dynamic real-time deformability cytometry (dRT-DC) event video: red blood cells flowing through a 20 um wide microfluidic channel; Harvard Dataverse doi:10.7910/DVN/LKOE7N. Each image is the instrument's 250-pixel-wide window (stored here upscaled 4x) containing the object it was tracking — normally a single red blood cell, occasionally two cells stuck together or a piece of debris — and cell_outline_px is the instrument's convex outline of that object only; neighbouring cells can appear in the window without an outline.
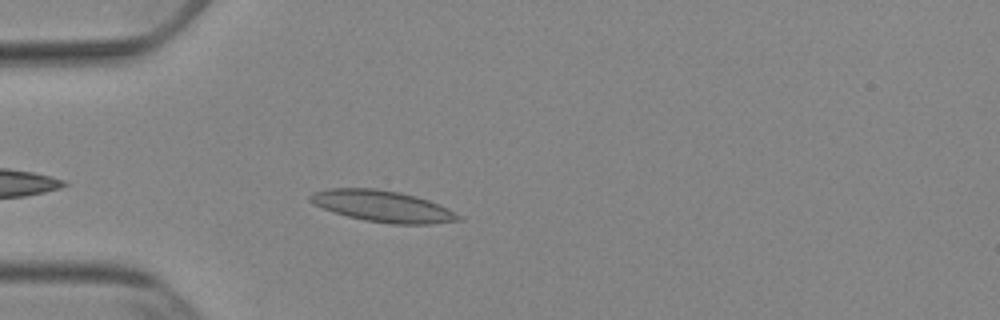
{"species": "Egyptian fruit bat (a non-hibernating species)", "species_latin": "Rousettus aegyptiacus", "temperature_condition": "cold", "stored_images_in_passage": 32, "camera_frame_rate_fps": 3000, "um_per_image_px": 0.085, "animal": {"sex": "female"}, "frame": {"image": 1, "passage_image": 4, "time_ms": 1.0, "image_size_px": [1000, 320], "cell_outline_px": [[464, 220], [432, 224], [392, 224], [364, 220], [332, 212], [312, 204], [308, 200], [308, 196], [312, 192], [328, 188], [376, 188], [400, 192], [416, 196], [428, 200], [448, 208], [464, 216]], "centroid_in_image_um": [32.53, 17.53], "position_along_channel_um": 52.5, "area_um2": 27.51}}
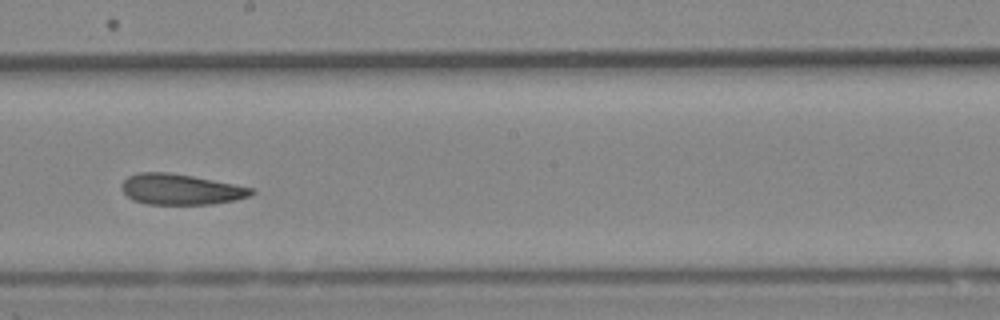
{"frame": {"image": 2, "passage_image": 19, "time_ms": 6.0, "image_size_px": [1000, 320], "cell_outline_px": [[256, 192], [248, 196], [236, 200], [212, 204], [148, 204], [132, 200], [120, 188], [124, 180], [128, 176], [140, 172], [168, 172], [192, 176], [256, 188]], "centroid_in_image_um": [15.38, 16.09], "position_along_channel_um": 232.8, "area_um2": 23.24}}
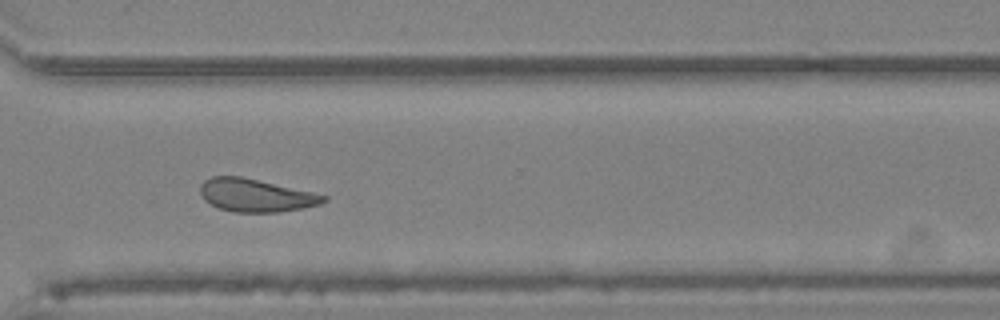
{"frame": {"image": 3, "passage_image": 28, "time_ms": 9.0, "image_size_px": [1000, 320], "cell_outline_px": [[328, 200], [320, 204], [304, 208], [276, 212], [232, 212], [220, 208], [204, 200], [200, 192], [200, 184], [204, 180], [212, 176], [240, 176], [312, 192], [328, 196]], "centroid_in_image_um": [21.73, 16.6], "position_along_channel_um": 348.9, "area_um2": 23.52}, "authors_computed_cell_mechanics": {"area_um2": 24.276, "velocity_mm_per_s": 3.852, "shape_relaxation_time_tau1_ms": null, "shape_relaxation_time_tau2_ms": 4.3889, "deformation_change_tau1": null, "deformation_change_tau2": 0.1157}}